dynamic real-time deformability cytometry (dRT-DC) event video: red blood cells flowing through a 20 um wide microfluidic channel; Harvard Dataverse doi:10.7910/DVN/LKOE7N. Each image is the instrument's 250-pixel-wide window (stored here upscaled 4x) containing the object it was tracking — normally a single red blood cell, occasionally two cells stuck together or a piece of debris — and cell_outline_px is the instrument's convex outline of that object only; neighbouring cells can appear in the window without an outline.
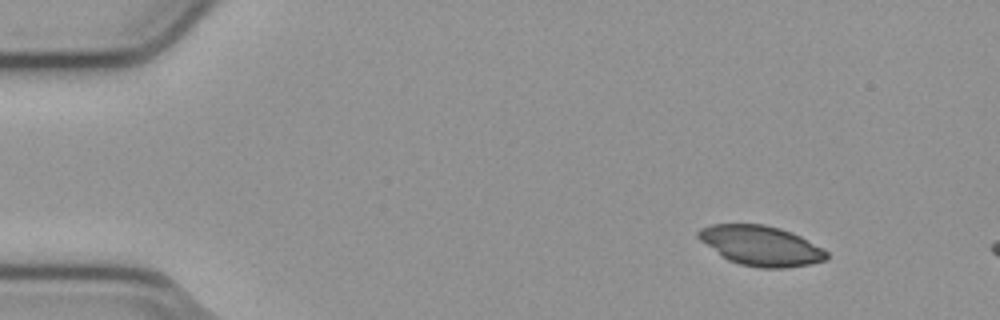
{"species": "common noctule bat (a hibernating species)", "species_latin": "Nyctalus noctula", "temperature_condition": "cold", "stored_images_in_passage": 12, "camera_frame_rate_fps": 3000, "um_per_image_px": 0.085, "animal": {"sex": "male", "body_mass_g": 23.1, "forearm_length_mm": 52.7}, "frame": {"image": 1, "passage_image": 1, "time_ms": 0.0, "image_size_px": [1000, 320], "cell_outline_px": [[828, 260], [812, 264], [784, 268], [756, 268], [740, 264], [728, 260], [720, 256], [700, 240], [696, 236], [696, 232], [700, 228], [712, 224], [764, 224], [780, 228], [792, 232], [800, 236], [828, 252]], "centroid_in_image_um": [64.66, 20.89], "position_along_channel_um": 20.3, "area_um2": 30.06}}